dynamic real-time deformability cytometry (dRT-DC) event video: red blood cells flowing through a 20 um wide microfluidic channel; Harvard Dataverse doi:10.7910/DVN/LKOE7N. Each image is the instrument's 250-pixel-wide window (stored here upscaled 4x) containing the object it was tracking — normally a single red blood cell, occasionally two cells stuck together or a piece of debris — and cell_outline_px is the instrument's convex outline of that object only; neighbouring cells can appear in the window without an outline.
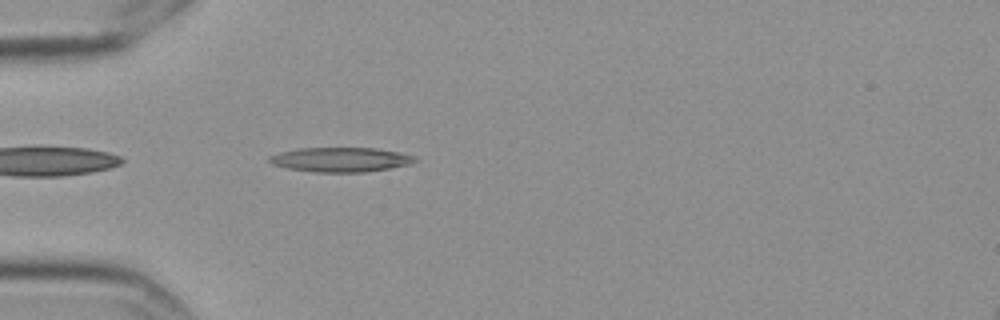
{"species": "Egyptian fruit bat (a non-hibernating species)", "species_latin": "Rousettus aegyptiacus", "temperature_condition": "cold", "stored_images_in_passage": 26, "camera_frame_rate_fps": 3000, "um_per_image_px": 0.085, "frame": {"image": 1, "passage_image": 2, "time_ms": 0.333, "image_size_px": [1000, 320], "cell_outline_px": [[420, 160], [408, 164], [388, 168], [364, 172], [316, 172], [288, 168], [272, 164], [268, 160], [268, 156], [280, 152], [300, 148], [376, 148], [400, 152], [416, 156]], "centroid_in_image_um": [28.97, 13.56], "position_along_channel_um": 56.0, "area_um2": 20.75}}
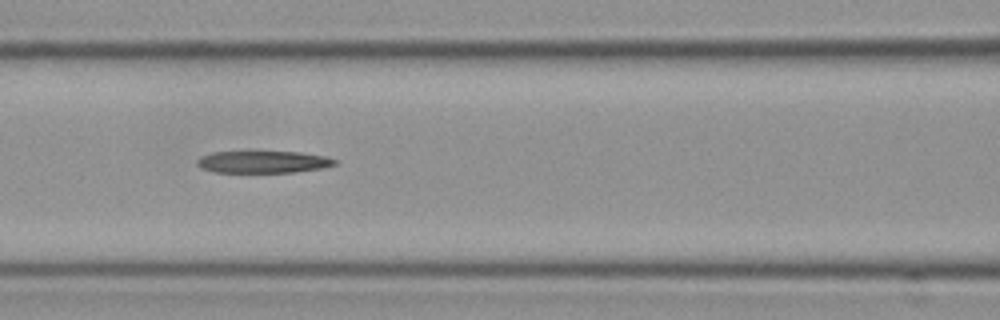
{"frame": {"image": 2, "passage_image": 10, "time_ms": 3.0, "image_size_px": [1000, 320], "cell_outline_px": [[336, 164], [324, 168], [292, 172], [216, 172], [204, 168], [196, 164], [196, 160], [200, 156], [212, 152], [300, 152], [324, 156], [336, 160]], "centroid_in_image_um": [22.36, 13.76], "position_along_channel_um": 144.2, "area_um2": 17.51}}
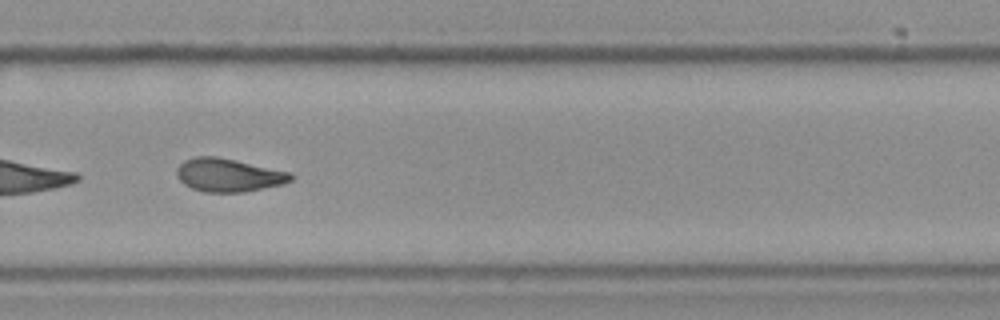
{"frame": {"image": 3, "passage_image": 22, "time_ms": 7.0, "image_size_px": [1000, 320], "cell_outline_px": [[292, 180], [284, 184], [244, 192], [204, 192], [192, 188], [184, 184], [176, 176], [176, 168], [184, 160], [196, 156], [216, 156], [236, 160], [292, 172]], "centroid_in_image_um": [19.42, 14.88], "position_along_channel_um": 310.4, "area_um2": 22.25}}